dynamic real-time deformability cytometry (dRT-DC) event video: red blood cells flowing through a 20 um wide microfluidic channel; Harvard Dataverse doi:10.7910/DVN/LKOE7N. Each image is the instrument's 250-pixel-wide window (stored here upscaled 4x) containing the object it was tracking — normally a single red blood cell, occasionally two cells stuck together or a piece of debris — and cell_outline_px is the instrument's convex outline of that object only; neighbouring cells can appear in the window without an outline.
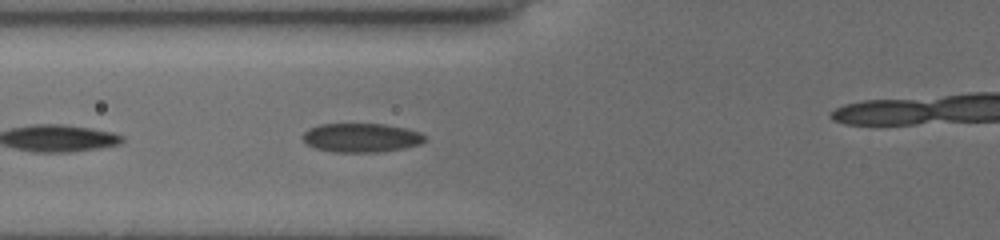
{"species": "common noctule bat (a hibernating species)", "species_latin": "Nyctalus noctula", "temperature_condition": "cold", "stored_images_in_passage": 11, "camera_frame_rate_fps": 3000, "um_per_image_px": 0.085, "animal": {"sex": "female", "body_mass_g": 19.5, "forearm_length_mm": 54.1}, "frame": {"image": 1, "passage_image": 4, "time_ms": 1.0, "image_size_px": [1000, 240], "cell_outline_px": [[424, 140], [420, 144], [404, 148], [376, 152], [332, 152], [316, 148], [308, 144], [300, 136], [308, 128], [320, 124], [384, 124], [408, 128], [420, 132], [424, 136]], "centroid_in_image_um": [30.69, 11.7], "position_along_channel_um": 95.1, "area_um2": 20.63}}